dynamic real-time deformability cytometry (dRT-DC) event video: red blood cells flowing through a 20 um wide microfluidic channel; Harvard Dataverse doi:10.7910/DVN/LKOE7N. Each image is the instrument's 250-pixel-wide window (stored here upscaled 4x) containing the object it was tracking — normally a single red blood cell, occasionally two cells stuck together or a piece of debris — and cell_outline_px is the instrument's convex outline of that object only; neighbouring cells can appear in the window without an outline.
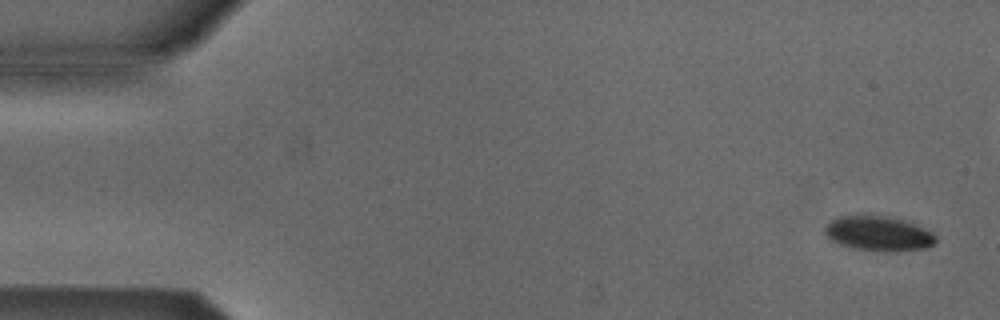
{"species": "Egyptian fruit bat (a non-hibernating species)", "species_latin": "Rousettus aegyptiacus", "temperature_condition": "cold", "stored_images_in_passage": 4, "camera_frame_rate_fps": 3000, "um_per_image_px": 0.085, "animal": {"sex": "male"}, "frame": {"image": 1, "passage_image": 1, "time_ms": 0.0, "image_size_px": [1000, 320], "cell_outline_px": [[936, 240], [928, 248], [896, 252], [884, 252], [856, 248], [840, 244], [832, 240], [824, 232], [824, 228], [836, 216], [888, 216], [904, 220], [916, 224], [932, 232], [936, 236]], "centroid_in_image_um": [74.71, 19.86], "position_along_channel_um": 10.3, "area_um2": 22.43}}
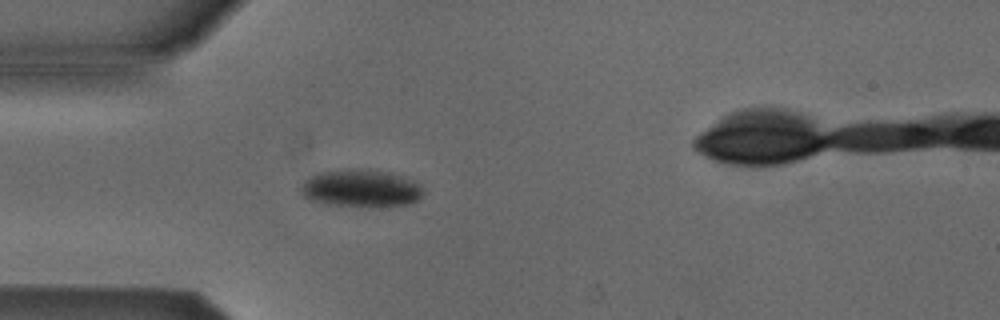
{"frame": {"image": 2, "passage_image": 4, "time_ms": 1.0, "image_size_px": [1000, 320], "cell_outline_px": [[424, 192], [416, 200], [408, 204], [376, 208], [368, 208], [324, 204], [308, 200], [300, 192], [300, 184], [304, 180], [320, 172], [388, 172], [400, 176], [420, 184]], "centroid_in_image_um": [30.65, 16.1], "position_along_channel_um": 54.3, "area_um2": 26.18}}